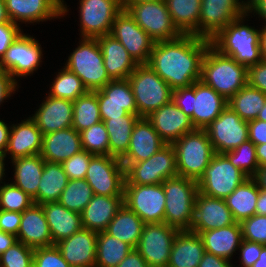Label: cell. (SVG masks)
I'll return each instance as SVG.
<instances>
[{"instance_id": "6da1fadb", "label": "cell", "mask_w": 266, "mask_h": 267, "mask_svg": "<svg viewBox=\"0 0 266 267\" xmlns=\"http://www.w3.org/2000/svg\"><path fill=\"white\" fill-rule=\"evenodd\" d=\"M210 40L182 34L173 40L157 41L147 65L172 90L189 87L200 80L201 65Z\"/></svg>"}, {"instance_id": "7a4b0ae2", "label": "cell", "mask_w": 266, "mask_h": 267, "mask_svg": "<svg viewBox=\"0 0 266 267\" xmlns=\"http://www.w3.org/2000/svg\"><path fill=\"white\" fill-rule=\"evenodd\" d=\"M246 16L249 14H243L234 19L210 42L219 53L234 58L248 68L263 59L260 48L261 30L244 25Z\"/></svg>"}, {"instance_id": "3957f363", "label": "cell", "mask_w": 266, "mask_h": 267, "mask_svg": "<svg viewBox=\"0 0 266 267\" xmlns=\"http://www.w3.org/2000/svg\"><path fill=\"white\" fill-rule=\"evenodd\" d=\"M171 100L190 117L195 129H205L227 106V100L201 80L172 90Z\"/></svg>"}, {"instance_id": "277c9868", "label": "cell", "mask_w": 266, "mask_h": 267, "mask_svg": "<svg viewBox=\"0 0 266 267\" xmlns=\"http://www.w3.org/2000/svg\"><path fill=\"white\" fill-rule=\"evenodd\" d=\"M248 68L234 58L219 53L211 45L207 48L201 65L200 80L229 100L248 84Z\"/></svg>"}, {"instance_id": "5b68a950", "label": "cell", "mask_w": 266, "mask_h": 267, "mask_svg": "<svg viewBox=\"0 0 266 267\" xmlns=\"http://www.w3.org/2000/svg\"><path fill=\"white\" fill-rule=\"evenodd\" d=\"M162 185L166 197L164 223L179 231L190 230L198 193L197 181L176 176L166 179Z\"/></svg>"}, {"instance_id": "8992f818", "label": "cell", "mask_w": 266, "mask_h": 267, "mask_svg": "<svg viewBox=\"0 0 266 267\" xmlns=\"http://www.w3.org/2000/svg\"><path fill=\"white\" fill-rule=\"evenodd\" d=\"M178 176L198 181L215 155L205 129H194L172 143Z\"/></svg>"}, {"instance_id": "52a82bcc", "label": "cell", "mask_w": 266, "mask_h": 267, "mask_svg": "<svg viewBox=\"0 0 266 267\" xmlns=\"http://www.w3.org/2000/svg\"><path fill=\"white\" fill-rule=\"evenodd\" d=\"M79 46L69 55L65 67L75 73L88 91L103 88L112 79L104 66L96 38H81Z\"/></svg>"}, {"instance_id": "ba28073f", "label": "cell", "mask_w": 266, "mask_h": 267, "mask_svg": "<svg viewBox=\"0 0 266 267\" xmlns=\"http://www.w3.org/2000/svg\"><path fill=\"white\" fill-rule=\"evenodd\" d=\"M127 79L140 117H147L172 99L170 86L147 64L138 65Z\"/></svg>"}, {"instance_id": "9c48e42d", "label": "cell", "mask_w": 266, "mask_h": 267, "mask_svg": "<svg viewBox=\"0 0 266 267\" xmlns=\"http://www.w3.org/2000/svg\"><path fill=\"white\" fill-rule=\"evenodd\" d=\"M122 164L125 168L124 184H162L166 179L178 176L176 153L172 144L164 145L149 159Z\"/></svg>"}, {"instance_id": "30bf717a", "label": "cell", "mask_w": 266, "mask_h": 267, "mask_svg": "<svg viewBox=\"0 0 266 267\" xmlns=\"http://www.w3.org/2000/svg\"><path fill=\"white\" fill-rule=\"evenodd\" d=\"M247 178L224 153H215L197 181L198 191L210 197L226 199Z\"/></svg>"}, {"instance_id": "8fae6325", "label": "cell", "mask_w": 266, "mask_h": 267, "mask_svg": "<svg viewBox=\"0 0 266 267\" xmlns=\"http://www.w3.org/2000/svg\"><path fill=\"white\" fill-rule=\"evenodd\" d=\"M127 12L155 42L177 39L182 35L172 21L165 0L134 4Z\"/></svg>"}, {"instance_id": "7c38bea8", "label": "cell", "mask_w": 266, "mask_h": 267, "mask_svg": "<svg viewBox=\"0 0 266 267\" xmlns=\"http://www.w3.org/2000/svg\"><path fill=\"white\" fill-rule=\"evenodd\" d=\"M165 200L162 184H124L123 204L145 224L164 222Z\"/></svg>"}, {"instance_id": "4fadbf2b", "label": "cell", "mask_w": 266, "mask_h": 267, "mask_svg": "<svg viewBox=\"0 0 266 267\" xmlns=\"http://www.w3.org/2000/svg\"><path fill=\"white\" fill-rule=\"evenodd\" d=\"M85 180L96 195L123 196L125 168L117 157L94 155L87 168Z\"/></svg>"}, {"instance_id": "5bb4252c", "label": "cell", "mask_w": 266, "mask_h": 267, "mask_svg": "<svg viewBox=\"0 0 266 267\" xmlns=\"http://www.w3.org/2000/svg\"><path fill=\"white\" fill-rule=\"evenodd\" d=\"M178 229L166 223L144 224L136 250L149 267H167Z\"/></svg>"}, {"instance_id": "9a60e30c", "label": "cell", "mask_w": 266, "mask_h": 267, "mask_svg": "<svg viewBox=\"0 0 266 267\" xmlns=\"http://www.w3.org/2000/svg\"><path fill=\"white\" fill-rule=\"evenodd\" d=\"M110 34L117 39L138 64H147L156 43L133 19L127 10L115 17Z\"/></svg>"}, {"instance_id": "2e32d148", "label": "cell", "mask_w": 266, "mask_h": 267, "mask_svg": "<svg viewBox=\"0 0 266 267\" xmlns=\"http://www.w3.org/2000/svg\"><path fill=\"white\" fill-rule=\"evenodd\" d=\"M42 51L35 37L22 32L0 60V68L10 73L12 78L18 82L16 77L30 76L38 69L42 62Z\"/></svg>"}, {"instance_id": "e0dca14e", "label": "cell", "mask_w": 266, "mask_h": 267, "mask_svg": "<svg viewBox=\"0 0 266 267\" xmlns=\"http://www.w3.org/2000/svg\"><path fill=\"white\" fill-rule=\"evenodd\" d=\"M205 131L215 153H225L239 147L249 139L248 122L228 106L211 122Z\"/></svg>"}, {"instance_id": "ac0fdd59", "label": "cell", "mask_w": 266, "mask_h": 267, "mask_svg": "<svg viewBox=\"0 0 266 267\" xmlns=\"http://www.w3.org/2000/svg\"><path fill=\"white\" fill-rule=\"evenodd\" d=\"M82 38L110 34L116 15L122 10L120 0H79Z\"/></svg>"}, {"instance_id": "d6986e66", "label": "cell", "mask_w": 266, "mask_h": 267, "mask_svg": "<svg viewBox=\"0 0 266 267\" xmlns=\"http://www.w3.org/2000/svg\"><path fill=\"white\" fill-rule=\"evenodd\" d=\"M239 0H201L196 37L212 40L237 17L243 15Z\"/></svg>"}, {"instance_id": "ffe728a7", "label": "cell", "mask_w": 266, "mask_h": 267, "mask_svg": "<svg viewBox=\"0 0 266 267\" xmlns=\"http://www.w3.org/2000/svg\"><path fill=\"white\" fill-rule=\"evenodd\" d=\"M7 15L11 22L38 23L61 18L69 10L64 0H4Z\"/></svg>"}, {"instance_id": "44dd1931", "label": "cell", "mask_w": 266, "mask_h": 267, "mask_svg": "<svg viewBox=\"0 0 266 267\" xmlns=\"http://www.w3.org/2000/svg\"><path fill=\"white\" fill-rule=\"evenodd\" d=\"M101 120L137 114V106L128 79L111 80L97 90Z\"/></svg>"}, {"instance_id": "7402d4cb", "label": "cell", "mask_w": 266, "mask_h": 267, "mask_svg": "<svg viewBox=\"0 0 266 267\" xmlns=\"http://www.w3.org/2000/svg\"><path fill=\"white\" fill-rule=\"evenodd\" d=\"M235 222L225 199L210 197L198 191L190 231L200 234L204 231L227 227Z\"/></svg>"}, {"instance_id": "603a6c76", "label": "cell", "mask_w": 266, "mask_h": 267, "mask_svg": "<svg viewBox=\"0 0 266 267\" xmlns=\"http://www.w3.org/2000/svg\"><path fill=\"white\" fill-rule=\"evenodd\" d=\"M146 119L166 144L174 143L180 137L195 129L190 117L176 106L172 100L151 112Z\"/></svg>"}, {"instance_id": "cb8c5ba5", "label": "cell", "mask_w": 266, "mask_h": 267, "mask_svg": "<svg viewBox=\"0 0 266 267\" xmlns=\"http://www.w3.org/2000/svg\"><path fill=\"white\" fill-rule=\"evenodd\" d=\"M55 245L71 267H95L97 232L82 228Z\"/></svg>"}, {"instance_id": "d4e9b609", "label": "cell", "mask_w": 266, "mask_h": 267, "mask_svg": "<svg viewBox=\"0 0 266 267\" xmlns=\"http://www.w3.org/2000/svg\"><path fill=\"white\" fill-rule=\"evenodd\" d=\"M166 143L160 138L152 124L141 117L133 128L128 151L120 159L122 163H137L149 159Z\"/></svg>"}, {"instance_id": "484cf974", "label": "cell", "mask_w": 266, "mask_h": 267, "mask_svg": "<svg viewBox=\"0 0 266 267\" xmlns=\"http://www.w3.org/2000/svg\"><path fill=\"white\" fill-rule=\"evenodd\" d=\"M31 118L43 135L72 127L73 101L48 95Z\"/></svg>"}, {"instance_id": "4316f807", "label": "cell", "mask_w": 266, "mask_h": 267, "mask_svg": "<svg viewBox=\"0 0 266 267\" xmlns=\"http://www.w3.org/2000/svg\"><path fill=\"white\" fill-rule=\"evenodd\" d=\"M17 240L32 248L54 245L41 204L33 203L21 213Z\"/></svg>"}, {"instance_id": "83f0119b", "label": "cell", "mask_w": 266, "mask_h": 267, "mask_svg": "<svg viewBox=\"0 0 266 267\" xmlns=\"http://www.w3.org/2000/svg\"><path fill=\"white\" fill-rule=\"evenodd\" d=\"M43 134L35 121L28 117L18 124H12L5 155L11 160L38 155L42 149Z\"/></svg>"}, {"instance_id": "f1b7e54d", "label": "cell", "mask_w": 266, "mask_h": 267, "mask_svg": "<svg viewBox=\"0 0 266 267\" xmlns=\"http://www.w3.org/2000/svg\"><path fill=\"white\" fill-rule=\"evenodd\" d=\"M100 46L105 69L112 80L127 79L138 64L125 47L111 34L96 37Z\"/></svg>"}, {"instance_id": "f546056e", "label": "cell", "mask_w": 266, "mask_h": 267, "mask_svg": "<svg viewBox=\"0 0 266 267\" xmlns=\"http://www.w3.org/2000/svg\"><path fill=\"white\" fill-rule=\"evenodd\" d=\"M83 150L80 133L73 127L43 135L40 155L51 163H63Z\"/></svg>"}, {"instance_id": "4dcf8cb0", "label": "cell", "mask_w": 266, "mask_h": 267, "mask_svg": "<svg viewBox=\"0 0 266 267\" xmlns=\"http://www.w3.org/2000/svg\"><path fill=\"white\" fill-rule=\"evenodd\" d=\"M123 205V196L96 195L81 213L82 226L95 232L105 231Z\"/></svg>"}, {"instance_id": "1f68e13d", "label": "cell", "mask_w": 266, "mask_h": 267, "mask_svg": "<svg viewBox=\"0 0 266 267\" xmlns=\"http://www.w3.org/2000/svg\"><path fill=\"white\" fill-rule=\"evenodd\" d=\"M41 206L44 210L54 245L83 228L81 214L67 209L58 201L46 202Z\"/></svg>"}, {"instance_id": "d6a6232c", "label": "cell", "mask_w": 266, "mask_h": 267, "mask_svg": "<svg viewBox=\"0 0 266 267\" xmlns=\"http://www.w3.org/2000/svg\"><path fill=\"white\" fill-rule=\"evenodd\" d=\"M205 252L199 234L190 230L178 231L167 267H198Z\"/></svg>"}, {"instance_id": "836d02e7", "label": "cell", "mask_w": 266, "mask_h": 267, "mask_svg": "<svg viewBox=\"0 0 266 267\" xmlns=\"http://www.w3.org/2000/svg\"><path fill=\"white\" fill-rule=\"evenodd\" d=\"M200 237L203 241L205 251L225 259H232L233 253L243 240L241 225L235 222L223 228H216L201 232Z\"/></svg>"}, {"instance_id": "e575fe53", "label": "cell", "mask_w": 266, "mask_h": 267, "mask_svg": "<svg viewBox=\"0 0 266 267\" xmlns=\"http://www.w3.org/2000/svg\"><path fill=\"white\" fill-rule=\"evenodd\" d=\"M14 179L12 183L27 193L37 204V192L45 160L40 154L13 159Z\"/></svg>"}, {"instance_id": "d590c367", "label": "cell", "mask_w": 266, "mask_h": 267, "mask_svg": "<svg viewBox=\"0 0 266 267\" xmlns=\"http://www.w3.org/2000/svg\"><path fill=\"white\" fill-rule=\"evenodd\" d=\"M259 191L257 180L249 177L225 199L236 222L240 223L255 214Z\"/></svg>"}, {"instance_id": "8d00e7d4", "label": "cell", "mask_w": 266, "mask_h": 267, "mask_svg": "<svg viewBox=\"0 0 266 267\" xmlns=\"http://www.w3.org/2000/svg\"><path fill=\"white\" fill-rule=\"evenodd\" d=\"M144 224L143 220L135 212L129 210L123 204L105 231L136 249Z\"/></svg>"}, {"instance_id": "74e56055", "label": "cell", "mask_w": 266, "mask_h": 267, "mask_svg": "<svg viewBox=\"0 0 266 267\" xmlns=\"http://www.w3.org/2000/svg\"><path fill=\"white\" fill-rule=\"evenodd\" d=\"M140 118L138 114L128 113L122 117L109 118L104 121L109 135V155L121 159L126 154L131 133Z\"/></svg>"}, {"instance_id": "f35d334b", "label": "cell", "mask_w": 266, "mask_h": 267, "mask_svg": "<svg viewBox=\"0 0 266 267\" xmlns=\"http://www.w3.org/2000/svg\"><path fill=\"white\" fill-rule=\"evenodd\" d=\"M68 181L62 163L45 161L41 180L38 184L37 204L58 201Z\"/></svg>"}, {"instance_id": "ab89813d", "label": "cell", "mask_w": 266, "mask_h": 267, "mask_svg": "<svg viewBox=\"0 0 266 267\" xmlns=\"http://www.w3.org/2000/svg\"><path fill=\"white\" fill-rule=\"evenodd\" d=\"M174 25L182 34L199 30L201 0H165Z\"/></svg>"}, {"instance_id": "60d3db41", "label": "cell", "mask_w": 266, "mask_h": 267, "mask_svg": "<svg viewBox=\"0 0 266 267\" xmlns=\"http://www.w3.org/2000/svg\"><path fill=\"white\" fill-rule=\"evenodd\" d=\"M133 248L106 231L97 232L95 267H117Z\"/></svg>"}, {"instance_id": "b9f144b4", "label": "cell", "mask_w": 266, "mask_h": 267, "mask_svg": "<svg viewBox=\"0 0 266 267\" xmlns=\"http://www.w3.org/2000/svg\"><path fill=\"white\" fill-rule=\"evenodd\" d=\"M266 101V94L248 84L227 101V106L236 112L244 121L258 117Z\"/></svg>"}, {"instance_id": "7bdbcfd3", "label": "cell", "mask_w": 266, "mask_h": 267, "mask_svg": "<svg viewBox=\"0 0 266 267\" xmlns=\"http://www.w3.org/2000/svg\"><path fill=\"white\" fill-rule=\"evenodd\" d=\"M100 121L102 120L97 100V90L88 91L73 102L72 127L77 132H81Z\"/></svg>"}, {"instance_id": "ee69618b", "label": "cell", "mask_w": 266, "mask_h": 267, "mask_svg": "<svg viewBox=\"0 0 266 267\" xmlns=\"http://www.w3.org/2000/svg\"><path fill=\"white\" fill-rule=\"evenodd\" d=\"M49 96L75 101L79 96L88 92L81 79L65 66L55 76L51 84Z\"/></svg>"}, {"instance_id": "f6af8a7d", "label": "cell", "mask_w": 266, "mask_h": 267, "mask_svg": "<svg viewBox=\"0 0 266 267\" xmlns=\"http://www.w3.org/2000/svg\"><path fill=\"white\" fill-rule=\"evenodd\" d=\"M93 196V190L85 179L69 180L58 202L67 209L81 214Z\"/></svg>"}, {"instance_id": "bcb514c9", "label": "cell", "mask_w": 266, "mask_h": 267, "mask_svg": "<svg viewBox=\"0 0 266 267\" xmlns=\"http://www.w3.org/2000/svg\"><path fill=\"white\" fill-rule=\"evenodd\" d=\"M230 162L248 177H255L259 167L256 157V145L249 139L239 147L224 153Z\"/></svg>"}, {"instance_id": "7dc6e473", "label": "cell", "mask_w": 266, "mask_h": 267, "mask_svg": "<svg viewBox=\"0 0 266 267\" xmlns=\"http://www.w3.org/2000/svg\"><path fill=\"white\" fill-rule=\"evenodd\" d=\"M79 133L83 150L94 155H109V135L103 121Z\"/></svg>"}, {"instance_id": "c3c4849f", "label": "cell", "mask_w": 266, "mask_h": 267, "mask_svg": "<svg viewBox=\"0 0 266 267\" xmlns=\"http://www.w3.org/2000/svg\"><path fill=\"white\" fill-rule=\"evenodd\" d=\"M0 185V209L22 213L34 202L33 199L13 183Z\"/></svg>"}, {"instance_id": "681fc988", "label": "cell", "mask_w": 266, "mask_h": 267, "mask_svg": "<svg viewBox=\"0 0 266 267\" xmlns=\"http://www.w3.org/2000/svg\"><path fill=\"white\" fill-rule=\"evenodd\" d=\"M34 248L20 241L0 255V267H33Z\"/></svg>"}, {"instance_id": "f907efd6", "label": "cell", "mask_w": 266, "mask_h": 267, "mask_svg": "<svg viewBox=\"0 0 266 267\" xmlns=\"http://www.w3.org/2000/svg\"><path fill=\"white\" fill-rule=\"evenodd\" d=\"M243 240L266 245V216L254 214L240 222Z\"/></svg>"}, {"instance_id": "816d5d0a", "label": "cell", "mask_w": 266, "mask_h": 267, "mask_svg": "<svg viewBox=\"0 0 266 267\" xmlns=\"http://www.w3.org/2000/svg\"><path fill=\"white\" fill-rule=\"evenodd\" d=\"M33 267H71L56 245L34 248Z\"/></svg>"}, {"instance_id": "f5cc1de1", "label": "cell", "mask_w": 266, "mask_h": 267, "mask_svg": "<svg viewBox=\"0 0 266 267\" xmlns=\"http://www.w3.org/2000/svg\"><path fill=\"white\" fill-rule=\"evenodd\" d=\"M94 154L85 150L74 154L62 163L69 180L85 179L86 171Z\"/></svg>"}, {"instance_id": "db71d44e", "label": "cell", "mask_w": 266, "mask_h": 267, "mask_svg": "<svg viewBox=\"0 0 266 267\" xmlns=\"http://www.w3.org/2000/svg\"><path fill=\"white\" fill-rule=\"evenodd\" d=\"M19 26L11 21L0 24V60L5 55L9 46L22 33Z\"/></svg>"}, {"instance_id": "11a10c76", "label": "cell", "mask_w": 266, "mask_h": 267, "mask_svg": "<svg viewBox=\"0 0 266 267\" xmlns=\"http://www.w3.org/2000/svg\"><path fill=\"white\" fill-rule=\"evenodd\" d=\"M265 245L260 243L251 242L248 240H242L239 251H240V264L242 267H251L258 259L261 253V249Z\"/></svg>"}, {"instance_id": "9f6ffc18", "label": "cell", "mask_w": 266, "mask_h": 267, "mask_svg": "<svg viewBox=\"0 0 266 267\" xmlns=\"http://www.w3.org/2000/svg\"><path fill=\"white\" fill-rule=\"evenodd\" d=\"M248 85L266 94V61L248 67Z\"/></svg>"}, {"instance_id": "6f0895ef", "label": "cell", "mask_w": 266, "mask_h": 267, "mask_svg": "<svg viewBox=\"0 0 266 267\" xmlns=\"http://www.w3.org/2000/svg\"><path fill=\"white\" fill-rule=\"evenodd\" d=\"M21 221V213L0 209V230L17 237Z\"/></svg>"}, {"instance_id": "680465c9", "label": "cell", "mask_w": 266, "mask_h": 267, "mask_svg": "<svg viewBox=\"0 0 266 267\" xmlns=\"http://www.w3.org/2000/svg\"><path fill=\"white\" fill-rule=\"evenodd\" d=\"M249 140L255 145L266 143V121L258 119L248 122Z\"/></svg>"}, {"instance_id": "91938a15", "label": "cell", "mask_w": 266, "mask_h": 267, "mask_svg": "<svg viewBox=\"0 0 266 267\" xmlns=\"http://www.w3.org/2000/svg\"><path fill=\"white\" fill-rule=\"evenodd\" d=\"M16 86H18V83L12 78L10 73L0 68V105L15 93Z\"/></svg>"}, {"instance_id": "94428289", "label": "cell", "mask_w": 266, "mask_h": 267, "mask_svg": "<svg viewBox=\"0 0 266 267\" xmlns=\"http://www.w3.org/2000/svg\"><path fill=\"white\" fill-rule=\"evenodd\" d=\"M231 260L205 252L198 267H233Z\"/></svg>"}, {"instance_id": "6125c7cd", "label": "cell", "mask_w": 266, "mask_h": 267, "mask_svg": "<svg viewBox=\"0 0 266 267\" xmlns=\"http://www.w3.org/2000/svg\"><path fill=\"white\" fill-rule=\"evenodd\" d=\"M117 267H149L146 260L136 249L130 253L117 265Z\"/></svg>"}, {"instance_id": "be15d7a7", "label": "cell", "mask_w": 266, "mask_h": 267, "mask_svg": "<svg viewBox=\"0 0 266 267\" xmlns=\"http://www.w3.org/2000/svg\"><path fill=\"white\" fill-rule=\"evenodd\" d=\"M11 125L5 124L4 121L0 120V153L5 154L10 135Z\"/></svg>"}, {"instance_id": "e7e4bbea", "label": "cell", "mask_w": 266, "mask_h": 267, "mask_svg": "<svg viewBox=\"0 0 266 267\" xmlns=\"http://www.w3.org/2000/svg\"><path fill=\"white\" fill-rule=\"evenodd\" d=\"M17 241L18 240L15 235L0 230V255Z\"/></svg>"}, {"instance_id": "03108f58", "label": "cell", "mask_w": 266, "mask_h": 267, "mask_svg": "<svg viewBox=\"0 0 266 267\" xmlns=\"http://www.w3.org/2000/svg\"><path fill=\"white\" fill-rule=\"evenodd\" d=\"M255 214L266 216V190L260 189L256 202Z\"/></svg>"}, {"instance_id": "003e7915", "label": "cell", "mask_w": 266, "mask_h": 267, "mask_svg": "<svg viewBox=\"0 0 266 267\" xmlns=\"http://www.w3.org/2000/svg\"><path fill=\"white\" fill-rule=\"evenodd\" d=\"M256 157L259 167H266V143L256 145Z\"/></svg>"}, {"instance_id": "a7ac6f4b", "label": "cell", "mask_w": 266, "mask_h": 267, "mask_svg": "<svg viewBox=\"0 0 266 267\" xmlns=\"http://www.w3.org/2000/svg\"><path fill=\"white\" fill-rule=\"evenodd\" d=\"M263 0H241V8L244 14H250Z\"/></svg>"}, {"instance_id": "89a4df30", "label": "cell", "mask_w": 266, "mask_h": 267, "mask_svg": "<svg viewBox=\"0 0 266 267\" xmlns=\"http://www.w3.org/2000/svg\"><path fill=\"white\" fill-rule=\"evenodd\" d=\"M254 178L257 180L260 189L266 190V167H260Z\"/></svg>"}, {"instance_id": "2644e50d", "label": "cell", "mask_w": 266, "mask_h": 267, "mask_svg": "<svg viewBox=\"0 0 266 267\" xmlns=\"http://www.w3.org/2000/svg\"><path fill=\"white\" fill-rule=\"evenodd\" d=\"M260 48L262 59L266 61V24L261 29L260 33Z\"/></svg>"}, {"instance_id": "8c879c8a", "label": "cell", "mask_w": 266, "mask_h": 267, "mask_svg": "<svg viewBox=\"0 0 266 267\" xmlns=\"http://www.w3.org/2000/svg\"><path fill=\"white\" fill-rule=\"evenodd\" d=\"M256 13L259 15L258 17L263 18L265 21L264 24H266V0H263L257 7H255L251 13Z\"/></svg>"}, {"instance_id": "753ad0ef", "label": "cell", "mask_w": 266, "mask_h": 267, "mask_svg": "<svg viewBox=\"0 0 266 267\" xmlns=\"http://www.w3.org/2000/svg\"><path fill=\"white\" fill-rule=\"evenodd\" d=\"M251 267H266V245L261 249L259 259Z\"/></svg>"}, {"instance_id": "34e18365", "label": "cell", "mask_w": 266, "mask_h": 267, "mask_svg": "<svg viewBox=\"0 0 266 267\" xmlns=\"http://www.w3.org/2000/svg\"><path fill=\"white\" fill-rule=\"evenodd\" d=\"M148 1H158V0H120V5L123 10H127L131 5Z\"/></svg>"}, {"instance_id": "11e5206c", "label": "cell", "mask_w": 266, "mask_h": 267, "mask_svg": "<svg viewBox=\"0 0 266 267\" xmlns=\"http://www.w3.org/2000/svg\"><path fill=\"white\" fill-rule=\"evenodd\" d=\"M10 19L6 12L5 1L0 0V24L9 22Z\"/></svg>"}, {"instance_id": "2a66077c", "label": "cell", "mask_w": 266, "mask_h": 267, "mask_svg": "<svg viewBox=\"0 0 266 267\" xmlns=\"http://www.w3.org/2000/svg\"><path fill=\"white\" fill-rule=\"evenodd\" d=\"M5 158H6V155L0 153V183H3L2 180H4L3 177L5 175V172H4L5 171V169H4L5 168L4 167L5 166V162H4Z\"/></svg>"}, {"instance_id": "b9fcfbb0", "label": "cell", "mask_w": 266, "mask_h": 267, "mask_svg": "<svg viewBox=\"0 0 266 267\" xmlns=\"http://www.w3.org/2000/svg\"><path fill=\"white\" fill-rule=\"evenodd\" d=\"M256 119L261 120V121H266V101H265L264 106L260 110L258 117Z\"/></svg>"}]
</instances>
